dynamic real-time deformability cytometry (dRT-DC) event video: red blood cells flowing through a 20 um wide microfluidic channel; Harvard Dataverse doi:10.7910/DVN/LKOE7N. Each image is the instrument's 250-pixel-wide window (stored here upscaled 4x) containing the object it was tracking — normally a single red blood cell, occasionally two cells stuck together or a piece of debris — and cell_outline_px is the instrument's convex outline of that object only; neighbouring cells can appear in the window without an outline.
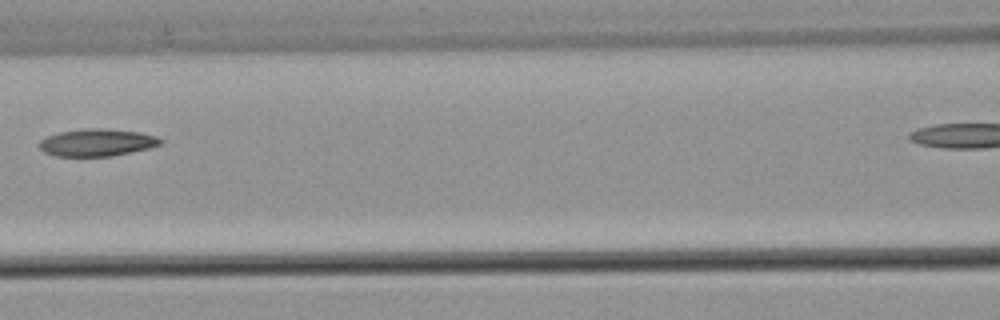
{"species": "common noctule bat (a hibernating species)", "species_latin": "Nyctalus noctula", "temperature_condition": "warm", "stored_images_in_passage": 6, "camera_frame_rate_fps": 3000, "um_per_image_px": 0.085, "animal": {"sex": "male", "body_mass_g": 21.5, "forearm_length_mm": 52.0}, "frame": {"image": 1, "passage_image": 5, "time_ms": 1.333, "image_size_px": [1000, 320], "cell_outline_px": [[164, 140], [160, 144], [148, 148], [112, 156], [56, 156], [44, 152], [36, 144], [40, 140], [48, 136], [60, 132], [88, 128], [100, 128], [140, 132], [156, 136]], "centroid_in_image_um": [8.22, 12.11], "position_along_channel_um": 158.4, "area_um2": 19.19}}